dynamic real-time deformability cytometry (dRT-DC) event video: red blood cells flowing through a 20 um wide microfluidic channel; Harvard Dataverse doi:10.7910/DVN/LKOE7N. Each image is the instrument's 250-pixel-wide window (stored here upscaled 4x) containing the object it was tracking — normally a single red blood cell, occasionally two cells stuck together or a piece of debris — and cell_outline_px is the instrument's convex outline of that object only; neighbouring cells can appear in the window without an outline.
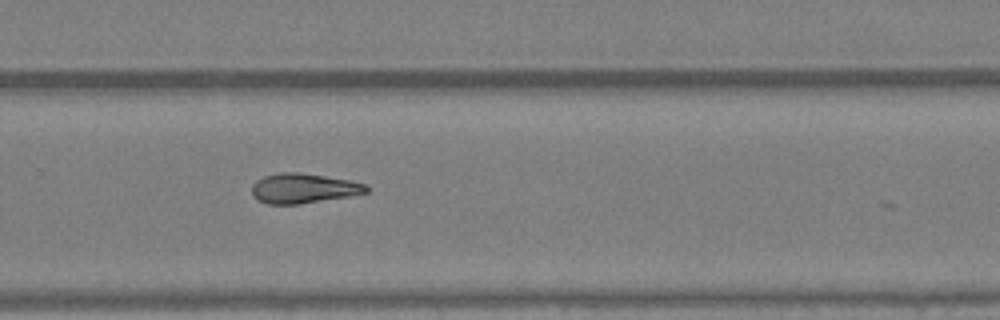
{"species": "Egyptian fruit bat (a non-hibernating species)", "species_latin": "Rousettus aegyptiacus", "temperature_condition": "warm", "stored_images_in_passage": 14, "camera_frame_rate_fps": 3000, "um_per_image_px": 0.085, "animal": {"sex": "female"}, "frame": {"image": 1, "passage_image": 14, "time_ms": 4.333, "image_size_px": [1000, 320], "cell_outline_px": [[356, 184], [352, 188], [344, 192], [328, 196], [308, 200], [268, 200], [288, 176], [312, 176]], "centroid_in_image_um": [26.27, 16.01], "position_along_channel_um": 303.5, "area_um2": 10.29}}